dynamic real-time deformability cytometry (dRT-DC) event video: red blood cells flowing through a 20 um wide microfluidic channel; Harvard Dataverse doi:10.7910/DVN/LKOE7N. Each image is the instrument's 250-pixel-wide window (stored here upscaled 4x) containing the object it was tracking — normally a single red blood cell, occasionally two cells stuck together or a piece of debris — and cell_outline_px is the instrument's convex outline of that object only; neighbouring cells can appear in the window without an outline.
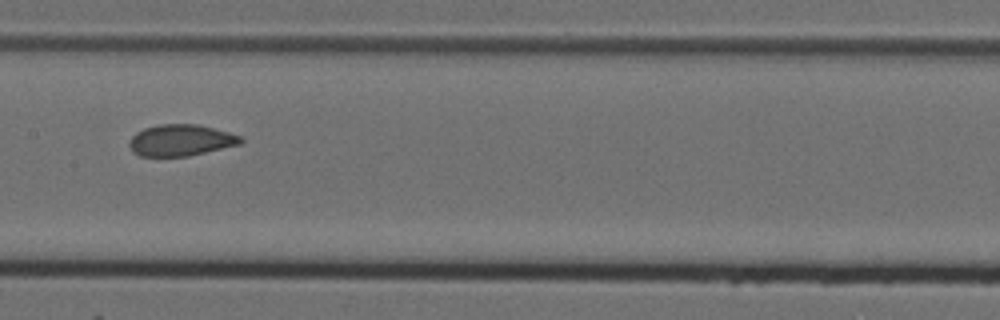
{"species": "Egyptian fruit bat (a non-hibernating species)", "species_latin": "Rousettus aegyptiacus", "temperature_condition": "cold", "stored_images_in_passage": 12, "camera_frame_rate_fps": 3000, "um_per_image_px": 0.085, "animal": {"sex": "female"}, "frame": {"image": 1, "passage_image": 5, "time_ms": 1.333, "image_size_px": [1000, 320], "cell_outline_px": [[244, 140], [240, 144], [188, 156], [140, 156], [132, 152], [128, 144], [132, 136], [136, 132], [144, 128], [160, 124], [196, 124], [228, 132], [240, 136]], "centroid_in_image_um": [15.33, 11.92], "position_along_channel_um": 192.1, "area_um2": 20.29}}
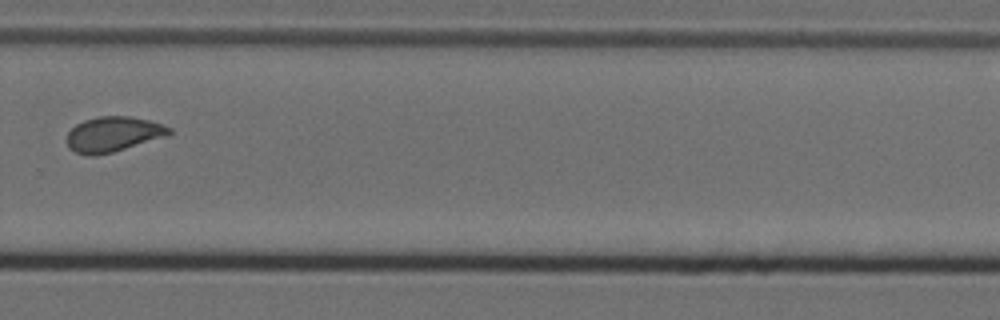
{"frame": {"image": 2, "passage_image": 8, "time_ms": 2.333, "image_size_px": [1000, 320], "cell_outline_px": [[172, 132], [168, 136], [112, 152], [96, 156], [88, 156], [76, 152], [68, 148], [68, 132], [76, 124], [84, 120], [100, 116], [132, 116], [148, 120], [172, 128]], "centroid_in_image_um": [9.63, 11.41], "position_along_channel_um": 320.2, "area_um2": 20.92}}
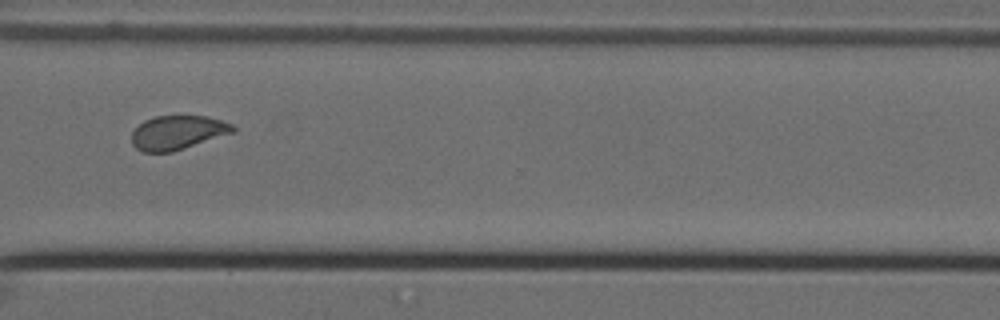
{"frame": {"image": 3, "passage_image": 9, "time_ms": 2.667, "image_size_px": [1000, 320], "cell_outline_px": [[236, 132], [172, 152], [144, 152], [136, 148], [132, 144], [132, 132], [144, 120], [156, 116], [208, 116], [232, 124], [236, 128]], "centroid_in_image_um": [15.12, 11.27], "position_along_channel_um": 355.5, "area_um2": 20.11}}